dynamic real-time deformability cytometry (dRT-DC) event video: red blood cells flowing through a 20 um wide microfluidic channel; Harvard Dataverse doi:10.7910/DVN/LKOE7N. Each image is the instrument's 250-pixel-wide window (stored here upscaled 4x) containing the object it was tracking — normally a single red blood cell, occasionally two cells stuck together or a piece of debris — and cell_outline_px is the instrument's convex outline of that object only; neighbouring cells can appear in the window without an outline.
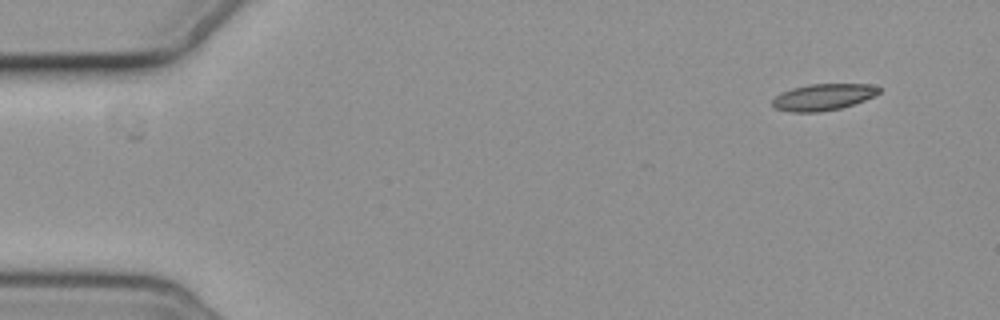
{"species": "common noctule bat (a hibernating species)", "species_latin": "Nyctalus noctula", "temperature_condition": "cold", "stored_images_in_passage": 3, "camera_frame_rate_fps": 3000, "um_per_image_px": 0.085, "animal": {"sex": "female", "body_mass_g": 19.3, "forearm_length_mm": 54.1}, "frame": {"image": 1, "passage_image": 3, "time_ms": 2.667, "image_size_px": [1000, 320], "cell_outline_px": [[880, 92], [864, 100], [840, 108], [820, 112], [792, 112], [776, 108], [772, 104], [772, 100], [780, 92], [792, 88], [808, 84], [868, 84], [880, 88]], "centroid_in_image_um": [69.93, 8.24], "position_along_channel_um": 15.1, "area_um2": 16.3}}